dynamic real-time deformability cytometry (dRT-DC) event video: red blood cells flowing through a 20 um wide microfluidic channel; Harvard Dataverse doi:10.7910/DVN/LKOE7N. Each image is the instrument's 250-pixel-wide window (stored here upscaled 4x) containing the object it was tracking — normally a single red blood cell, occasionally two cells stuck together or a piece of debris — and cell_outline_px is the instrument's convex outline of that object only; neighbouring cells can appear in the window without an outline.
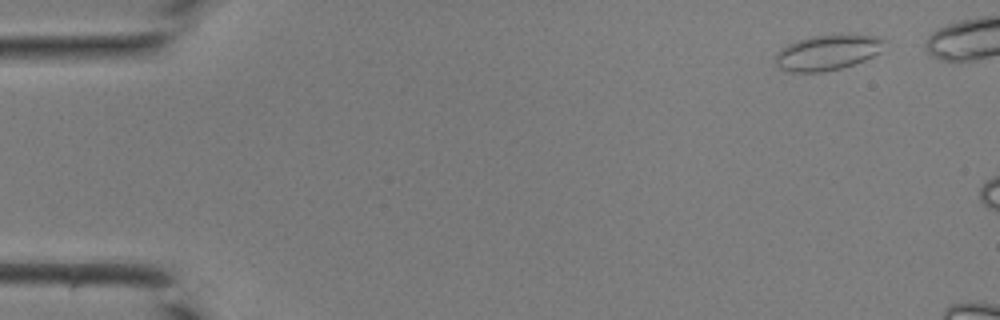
{"species": "common noctule bat (a hibernating species)", "species_latin": "Nyctalus noctula", "temperature_condition": "room temperature", "stored_images_in_passage": 6, "camera_frame_rate_fps": 3000, "um_per_image_px": 0.085, "animal": {"sex": "male", "body_mass_g": 19.0, "forearm_length_mm": 50.8}, "frame": {"image": 1, "passage_image": 1, "time_ms": 0.0, "image_size_px": [1000, 320], "cell_outline_px": [[888, 40], [880, 52], [864, 60], [840, 68], [820, 72], [792, 72], [776, 68], [776, 52], [780, 48], [788, 44], [812, 36], [836, 32], [852, 32], [876, 36]], "centroid_in_image_um": [70.38, 4.41], "position_along_channel_um": 14.6, "area_um2": 23.18}}